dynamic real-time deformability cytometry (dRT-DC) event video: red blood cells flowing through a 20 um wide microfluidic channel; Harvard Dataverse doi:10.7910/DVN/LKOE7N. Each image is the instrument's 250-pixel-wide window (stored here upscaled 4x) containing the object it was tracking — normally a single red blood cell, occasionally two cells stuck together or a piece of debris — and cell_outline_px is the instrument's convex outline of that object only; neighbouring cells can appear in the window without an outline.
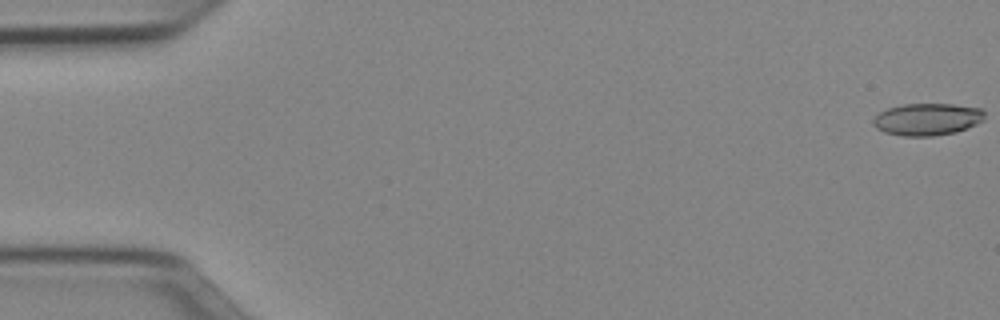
{"species": "Egyptian fruit bat (a non-hibernating species)", "species_latin": "Rousettus aegyptiacus", "temperature_condition": "cold", "stored_images_in_passage": 52, "camera_frame_rate_fps": 3000, "um_per_image_px": 0.085, "animal": {"sex": "female"}, "frame": {"image": 1, "passage_image": 1, "time_ms": 0.0, "image_size_px": [1000, 320], "cell_outline_px": [[984, 120], [968, 128], [956, 132], [932, 136], [904, 136], [884, 132], [876, 128], [872, 124], [872, 120], [880, 112], [888, 108], [904, 104], [952, 104], [980, 108], [984, 112]], "centroid_in_image_um": [78.81, 10.14], "position_along_channel_um": 6.2, "area_um2": 20.87}}
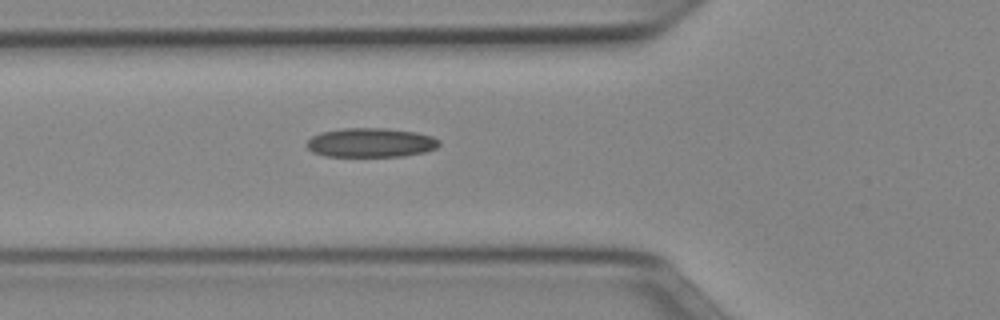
{"frame": {"image": 2, "passage_image": 19, "time_ms": 6.0, "image_size_px": [1000, 320], "cell_outline_px": [[440, 144], [436, 148], [424, 152], [404, 156], [324, 156], [312, 152], [308, 148], [308, 140], [312, 136], [320, 132], [344, 128], [384, 128], [416, 132], [432, 136], [440, 140]], "centroid_in_image_um": [31.52, 12.12], "position_along_channel_um": 94.3, "area_um2": 22.54}}
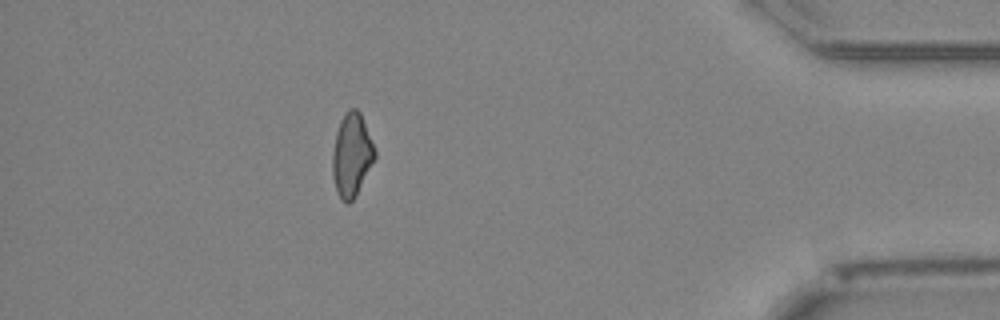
{"frame": {"image": 3, "passage_image": 46, "time_ms": 15.0, "image_size_px": [1000, 320], "cell_outline_px": [[376, 156], [356, 196], [348, 204], [340, 200], [332, 176], [332, 152], [336, 132], [340, 120], [344, 112], [348, 108], [356, 108], [360, 112], [376, 152]], "centroid_in_image_um": [29.87, 13.17], "position_along_channel_um": 405.3, "area_um2": 20.58}, "authors_computed_cell_mechanics": {"area_um2": 21.3571, "velocity_mm_per_s": 3.9772, "shape_relaxation_time_tau1_ms": null, "shape_relaxation_time_tau2_ms": 6.8479, "deformation_change_tau1": null, "deformation_change_tau2": 0.1672}}